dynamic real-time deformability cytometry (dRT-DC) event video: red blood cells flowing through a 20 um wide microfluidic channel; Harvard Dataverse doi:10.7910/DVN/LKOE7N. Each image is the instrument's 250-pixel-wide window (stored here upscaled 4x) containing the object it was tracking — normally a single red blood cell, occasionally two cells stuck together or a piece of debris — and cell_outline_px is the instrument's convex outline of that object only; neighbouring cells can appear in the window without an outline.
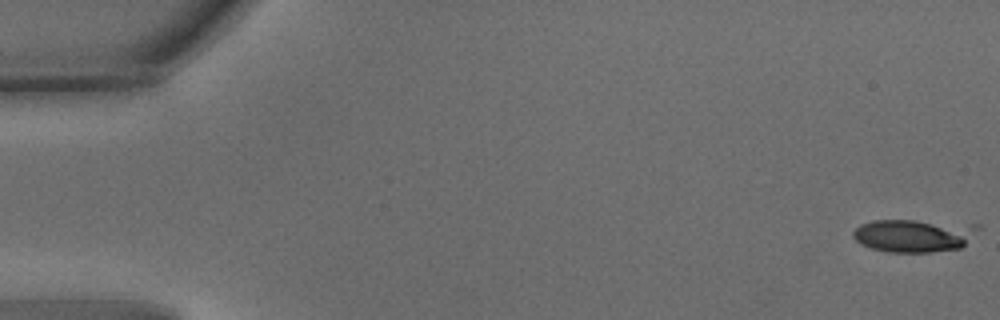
{"species": "common noctule bat (a hibernating species)", "species_latin": "Nyctalus noctula", "temperature_condition": "warm", "stored_images_in_passage": 4, "camera_frame_rate_fps": 3000, "um_per_image_px": 0.085, "animal": {"sex": "male", "body_mass_g": 15.6}, "frame": {"image": 1, "passage_image": 1, "time_ms": 0.0, "image_size_px": [1000, 320], "cell_outline_px": [[980, 228], [960, 248], [932, 252], [888, 252], [872, 248], [860, 244], [852, 236], [852, 232], [860, 224], [872, 220], [916, 220], [980, 224]], "centroid_in_image_um": [77.67, 20.0], "position_along_channel_um": 7.3, "area_um2": 24.16}}